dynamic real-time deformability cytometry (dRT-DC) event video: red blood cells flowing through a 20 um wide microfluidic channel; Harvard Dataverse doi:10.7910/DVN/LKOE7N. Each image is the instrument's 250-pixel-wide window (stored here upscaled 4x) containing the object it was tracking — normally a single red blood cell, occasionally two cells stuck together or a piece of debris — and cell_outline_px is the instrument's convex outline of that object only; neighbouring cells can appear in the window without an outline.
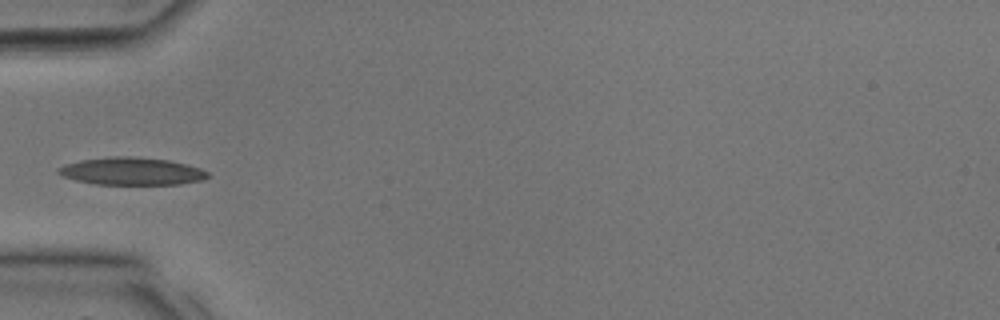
{"species": "common noctule bat (a hibernating species)", "species_latin": "Nyctalus noctula", "temperature_condition": "room temperature", "stored_images_in_passage": 12, "camera_frame_rate_fps": 3000, "um_per_image_px": 0.085, "animal": {"sex": "male", "body_mass_g": 17.9, "forearm_length_mm": 54.2}, "frame": {"image": 1, "passage_image": 3, "time_ms": 0.667, "image_size_px": [1000, 320], "cell_outline_px": [[208, 176], [204, 180], [180, 184], [96, 184], [76, 180], [64, 176], [56, 172], [56, 168], [64, 164], [80, 160], [112, 156], [132, 156], [168, 160], [200, 168], [208, 172]], "centroid_in_image_um": [11.17, 14.55], "position_along_channel_um": 73.8, "area_um2": 23.93}}